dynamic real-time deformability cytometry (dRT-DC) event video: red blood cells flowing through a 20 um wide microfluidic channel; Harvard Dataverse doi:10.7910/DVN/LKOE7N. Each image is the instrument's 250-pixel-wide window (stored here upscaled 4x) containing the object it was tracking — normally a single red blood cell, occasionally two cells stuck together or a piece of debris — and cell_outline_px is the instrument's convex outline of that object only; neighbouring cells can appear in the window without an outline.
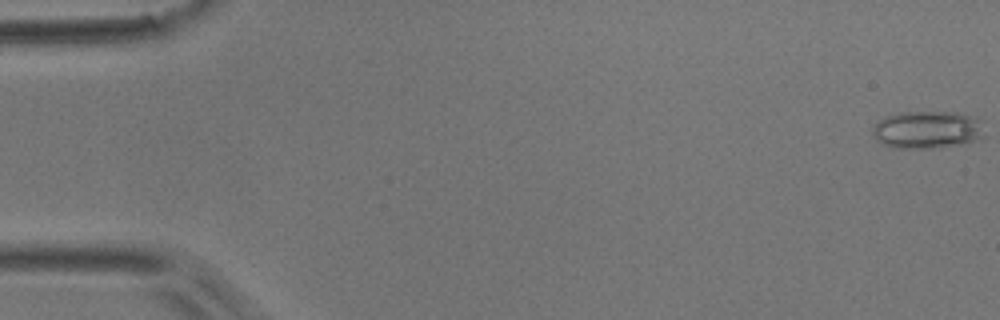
{"species": "common noctule bat (a hibernating species)", "species_latin": "Nyctalus noctula", "temperature_condition": "room temperature", "stored_images_in_passage": 52, "camera_frame_rate_fps": 3000, "um_per_image_px": 0.085, "animal": {"sex": "male", "body_mass_g": 17.9}, "frame": {"image": 1, "passage_image": 1, "time_ms": 0.0, "image_size_px": [1000, 320], "cell_outline_px": [[984, 136], [964, 144], [932, 148], [892, 148], [876, 140], [872, 132], [872, 128], [884, 116], [900, 112], [956, 112], [972, 116], [980, 120]], "centroid_in_image_um": [78.8, 11.03], "position_along_channel_um": 6.2, "area_um2": 24.57}}
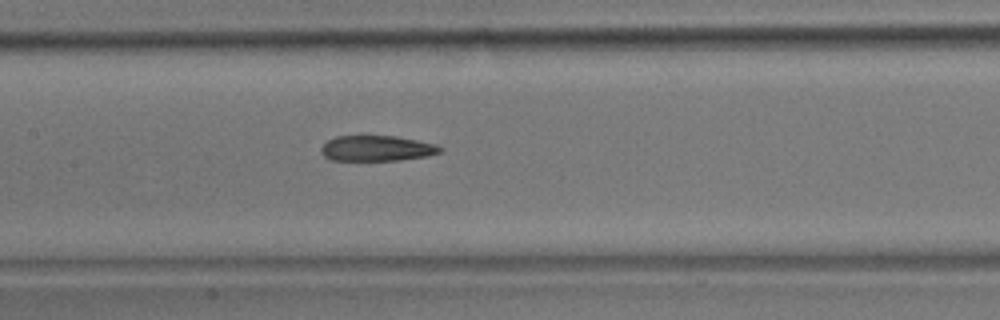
{"frame": {"image": 2, "passage_image": 25, "time_ms": 8.0, "image_size_px": [1000, 320], "cell_outline_px": [[444, 148], [440, 152], [428, 156], [400, 160], [328, 160], [320, 152], [320, 148], [328, 140], [336, 136], [396, 136], [436, 144]], "centroid_in_image_um": [32.02, 12.61], "position_along_channel_um": 175.4, "area_um2": 17.74}}
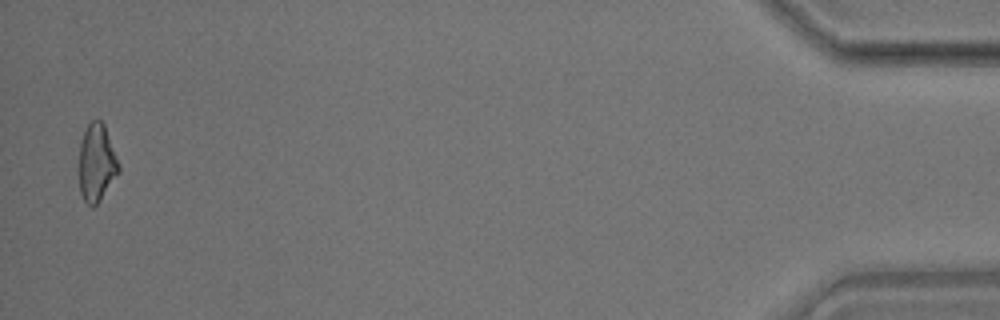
{"frame": {"image": 3, "passage_image": 51, "time_ms": 16.667, "image_size_px": [1000, 320], "cell_outline_px": [[120, 172], [100, 200], [92, 208], [84, 200], [80, 192], [80, 140], [88, 124], [92, 120], [100, 120], [104, 124], [120, 164]], "centroid_in_image_um": [8.23, 13.84], "position_along_channel_um": 427.0, "area_um2": 17.86}, "authors_computed_cell_mechanics": {"area_um2": 19.0451, "velocity_mm_per_s": 3.927, "shape_relaxation_time_tau1_ms": 8.3632, "shape_relaxation_time_tau2_ms": 2.3974, "deformation_change_tau1": 0.1922, "deformation_change_tau2": 0.1177}}